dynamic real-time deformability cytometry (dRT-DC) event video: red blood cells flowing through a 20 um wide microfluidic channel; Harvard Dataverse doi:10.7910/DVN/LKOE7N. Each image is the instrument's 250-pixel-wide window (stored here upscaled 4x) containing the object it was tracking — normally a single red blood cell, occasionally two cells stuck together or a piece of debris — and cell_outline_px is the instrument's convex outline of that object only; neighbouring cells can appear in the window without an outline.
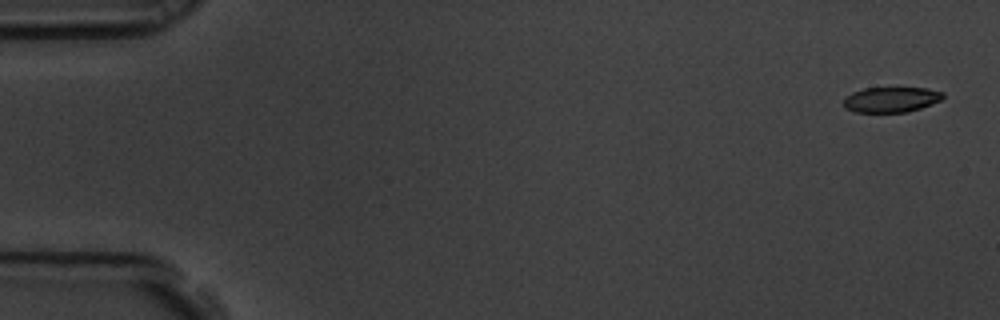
{"species": "common noctule bat (a hibernating species)", "species_latin": "Nyctalus noctula", "temperature_condition": "room temperature", "stored_images_in_passage": 7, "camera_frame_rate_fps": 3000, "um_per_image_px": 0.085, "animal": {"sex": "male", "body_mass_g": 19.5, "forearm_length_mm": 54.6}, "frame": {"image": 1, "passage_image": 1, "time_ms": 0.0, "image_size_px": [1000, 320], "cell_outline_px": [[944, 96], [940, 100], [920, 108], [908, 112], [856, 112], [844, 108], [844, 96], [852, 92], [864, 88], [928, 88], [944, 92]], "centroid_in_image_um": [75.72, 8.46], "position_along_channel_um": 9.3, "area_um2": 14.68}}
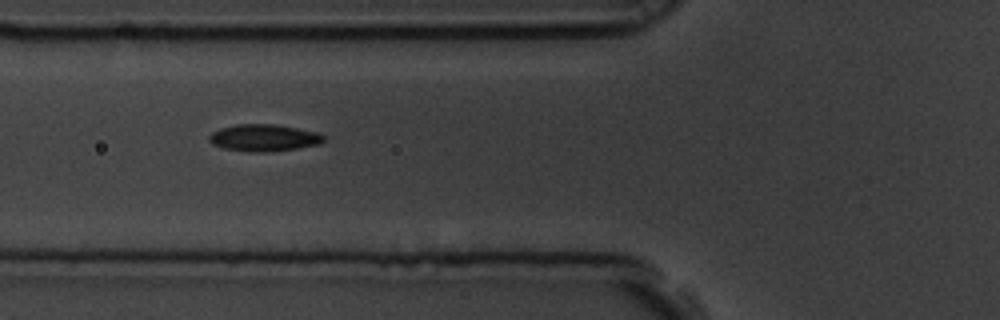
{"frame": {"image": 2, "passage_image": 6, "time_ms": 1.667, "image_size_px": [1000, 320], "cell_outline_px": [[324, 140], [320, 144], [296, 148], [268, 152], [256, 152], [224, 148], [212, 144], [208, 140], [208, 136], [212, 132], [220, 128], [236, 124], [276, 124], [320, 132], [324, 136]], "centroid_in_image_um": [22.44, 11.7], "position_along_channel_um": 103.4, "area_um2": 18.03}}
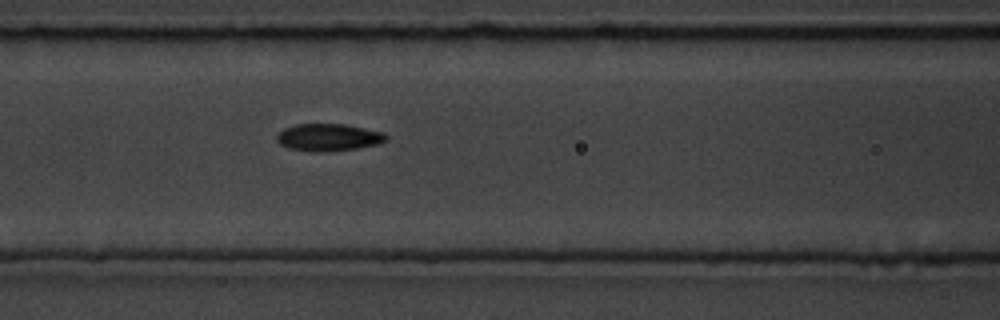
{"frame": {"image": 3, "passage_image": 7, "time_ms": 2.0, "image_size_px": [1000, 320], "cell_outline_px": [[388, 140], [380, 144], [360, 148], [324, 152], [316, 152], [288, 148], [280, 144], [276, 140], [276, 136], [284, 128], [296, 124], [344, 124], [384, 132], [388, 136]], "centroid_in_image_um": [27.96, 11.68], "position_along_channel_um": 138.6, "area_um2": 17.57}}